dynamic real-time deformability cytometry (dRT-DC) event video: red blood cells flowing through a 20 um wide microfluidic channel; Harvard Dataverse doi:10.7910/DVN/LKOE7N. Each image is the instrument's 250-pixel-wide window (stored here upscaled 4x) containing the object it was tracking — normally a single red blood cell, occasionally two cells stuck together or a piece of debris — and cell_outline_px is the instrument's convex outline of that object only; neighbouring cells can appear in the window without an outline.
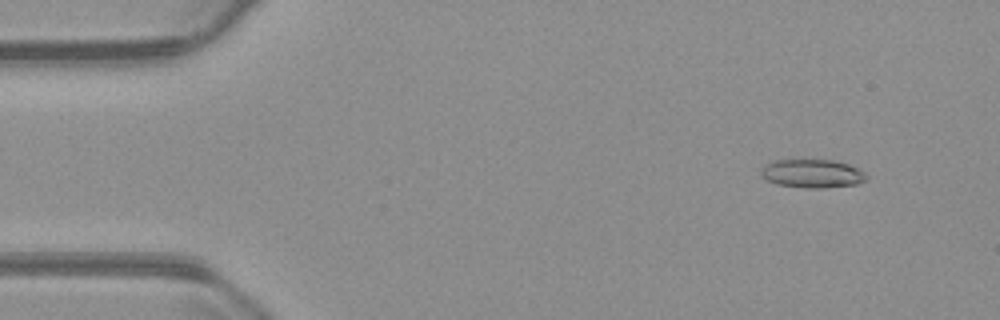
{"species": "common noctule bat (a hibernating species)", "species_latin": "Nyctalus noctula", "temperature_condition": "warm", "stored_images_in_passage": 55, "camera_frame_rate_fps": 3000, "um_per_image_px": 0.085, "animal": {"sex": "male", "body_mass_g": 23.1, "forearm_length_mm": 52.7}, "frame": {"image": 1, "passage_image": 5, "time_ms": 1.333, "image_size_px": [1000, 320], "cell_outline_px": [[868, 180], [856, 184], [824, 188], [804, 188], [776, 184], [760, 176], [760, 168], [764, 164], [772, 160], [832, 160], [848, 164], [864, 172], [868, 176]], "centroid_in_image_um": [69.01, 14.75], "position_along_channel_um": 16.0, "area_um2": 17.69}}
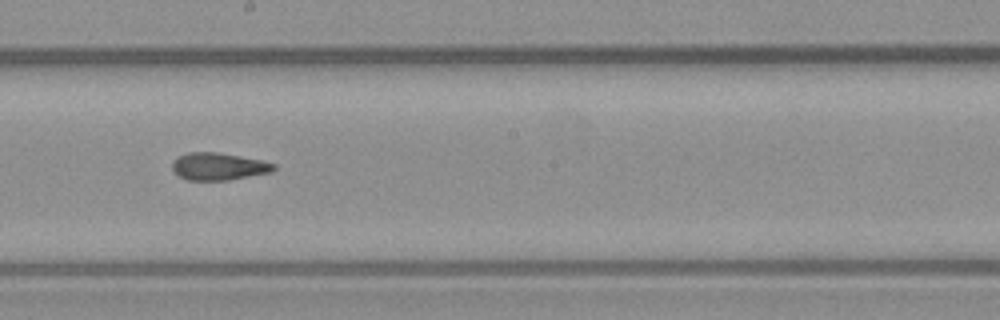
{"frame": {"image": 2, "passage_image": 30, "time_ms": 9.667, "image_size_px": [1000, 320], "cell_outline_px": [[276, 168], [272, 172], [228, 180], [188, 180], [180, 176], [172, 168], [172, 160], [188, 152], [220, 152], [260, 160], [276, 164]], "centroid_in_image_um": [18.59, 14.14], "position_along_channel_um": 229.6, "area_um2": 16.13}}
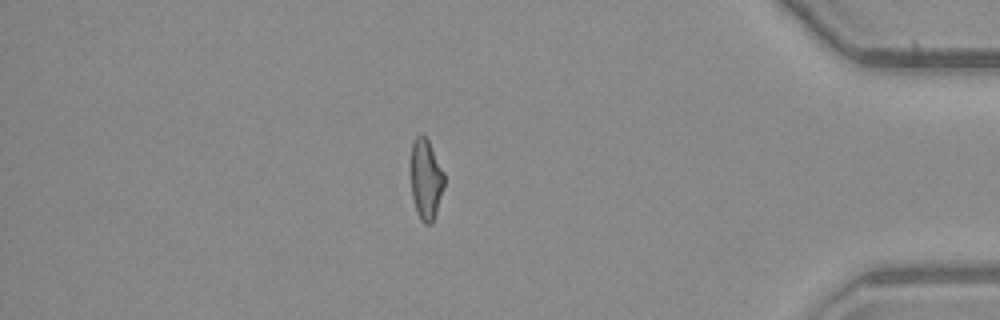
{"frame": {"image": 3, "passage_image": 47, "time_ms": 15.333, "image_size_px": [1000, 320], "cell_outline_px": [[444, 188], [432, 224], [424, 224], [420, 220], [416, 212], [412, 196], [412, 144], [416, 136], [424, 136], [428, 140], [444, 172]], "centroid_in_image_um": [36.22, 15.3], "position_along_channel_um": 399.0, "area_um2": 15.43}, "authors_computed_cell_mechanics": {"area_um2": 16.473, "velocity_mm_per_s": 3.738, "shape_relaxation_time_tau1_ms": null, "shape_relaxation_time_tau2_ms": 3.0055, "deformation_change_tau1": null, "deformation_change_tau2": 0.0974}}